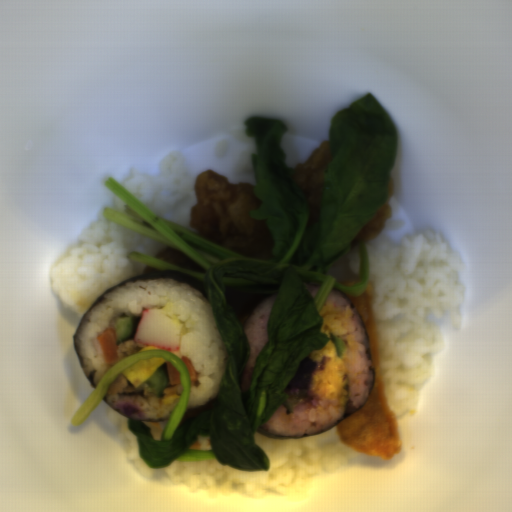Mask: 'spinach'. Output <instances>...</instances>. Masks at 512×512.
<instances>
[{
    "label": "spinach",
    "mask_w": 512,
    "mask_h": 512,
    "mask_svg": "<svg viewBox=\"0 0 512 512\" xmlns=\"http://www.w3.org/2000/svg\"><path fill=\"white\" fill-rule=\"evenodd\" d=\"M253 139L250 157L254 193L260 207L249 218L262 219L273 244L266 260H251L215 244L189 228L158 216L114 177L103 184L132 212L107 206L104 217L151 240L181 250L203 266L191 271L167 264L140 251L128 261L155 270H177L203 282L214 322L227 350L225 373L217 398L187 411L191 375L179 356L162 348L141 350L117 362L98 380L96 389L70 419L71 427L85 422L109 394L122 372L139 361L163 358L179 373L185 390L179 410L170 416L159 440L147 423L128 420L141 460L152 470L175 461H218L239 472H266L270 463L254 442L259 428L273 416L290 394L284 392L302 361L324 348L319 313L337 289L361 296L369 281L365 243L357 285H343L328 274L332 262L351 250L359 231L384 203L392 179L398 148L397 128L372 92L336 112L329 126L332 156L326 167L318 217L312 221L295 167L286 165L281 147L288 127L279 118L249 117L243 123ZM320 286L312 299L306 286ZM269 319V341L262 348L247 391L241 376L251 359L243 327L262 300L276 294ZM187 411V412H186Z\"/></svg>",
    "instance_id": "obj_1"
}]
</instances>
